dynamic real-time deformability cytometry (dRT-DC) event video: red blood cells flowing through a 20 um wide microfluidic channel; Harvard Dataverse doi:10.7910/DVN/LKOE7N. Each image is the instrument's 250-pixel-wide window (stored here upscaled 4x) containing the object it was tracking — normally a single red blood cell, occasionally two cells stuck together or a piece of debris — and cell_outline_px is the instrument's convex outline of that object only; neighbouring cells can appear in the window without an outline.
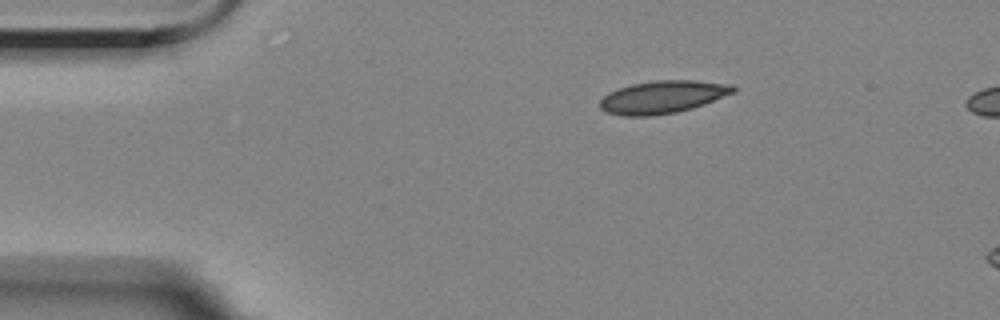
{"species": "Egyptian fruit bat (a non-hibernating species)", "species_latin": "Rousettus aegyptiacus", "temperature_condition": "room temperature", "stored_images_in_passage": 3, "camera_frame_rate_fps": 3000, "um_per_image_px": 0.085, "animal": {"sex": "female"}, "frame": {"image": 1, "passage_image": 1, "time_ms": 0.0, "image_size_px": [1000, 320], "cell_outline_px": [[736, 92], [704, 104], [692, 108], [676, 112], [652, 116], [620, 116], [604, 112], [600, 108], [600, 100], [608, 92], [632, 84], [656, 80], [696, 80], [732, 84], [736, 88]], "centroid_in_image_um": [56.32, 8.25], "position_along_channel_um": 28.7, "area_um2": 25.55}}